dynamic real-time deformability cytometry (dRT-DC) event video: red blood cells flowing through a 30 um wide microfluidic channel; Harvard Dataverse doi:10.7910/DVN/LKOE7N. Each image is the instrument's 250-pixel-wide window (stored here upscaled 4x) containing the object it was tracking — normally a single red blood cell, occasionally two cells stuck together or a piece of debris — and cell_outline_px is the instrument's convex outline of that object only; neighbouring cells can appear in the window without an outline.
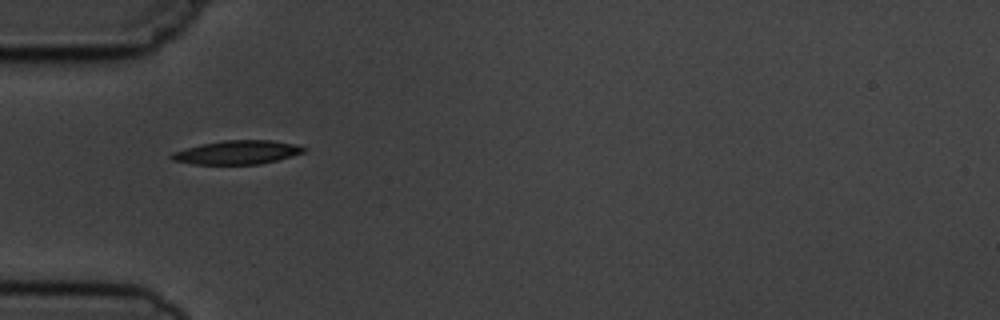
{"species": "common noctule bat (a hibernating species)", "species_latin": "Nyctalus noctula", "temperature_condition": "cold", "stored_images_in_passage": 2, "camera_frame_rate_fps": 3000, "um_per_image_px": 0.085, "animal": {"sex": "male", "body_mass_g": 19.5, "forearm_length_mm": 54.6}, "frame": {"image": 1, "passage_image": 1, "time_ms": 0.0, "image_size_px": [1000, 320], "cell_outline_px": [[308, 148], [304, 152], [292, 156], [260, 164], [192, 164], [172, 160], [168, 156], [172, 152], [200, 144], [224, 140], [272, 140], [296, 144]], "centroid_in_image_um": [20.16, 12.94], "position_along_channel_um": 64.8, "area_um2": 18.38}}
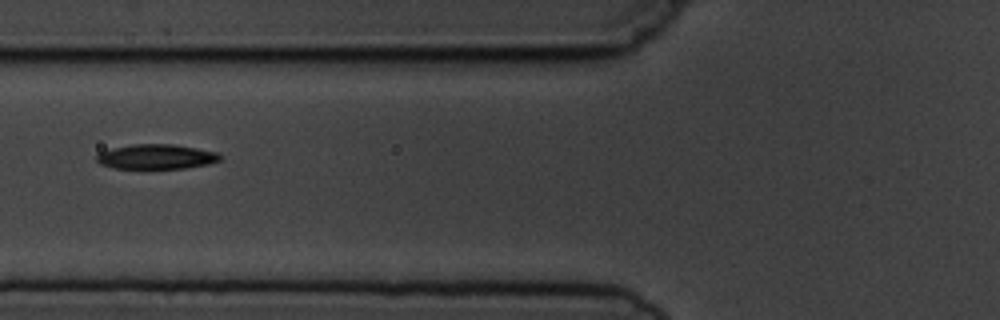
{"frame": {"image": 2, "passage_image": 2, "time_ms": 1.333, "image_size_px": [1000, 320], "cell_outline_px": [[224, 160], [208, 164], [184, 168], [112, 168], [100, 164], [96, 160], [96, 156], [100, 152], [112, 148], [132, 144], [172, 144], [196, 148], [216, 152], [224, 156]], "centroid_in_image_um": [13.32, 13.32], "position_along_channel_um": 112.5, "area_um2": 17.92}}